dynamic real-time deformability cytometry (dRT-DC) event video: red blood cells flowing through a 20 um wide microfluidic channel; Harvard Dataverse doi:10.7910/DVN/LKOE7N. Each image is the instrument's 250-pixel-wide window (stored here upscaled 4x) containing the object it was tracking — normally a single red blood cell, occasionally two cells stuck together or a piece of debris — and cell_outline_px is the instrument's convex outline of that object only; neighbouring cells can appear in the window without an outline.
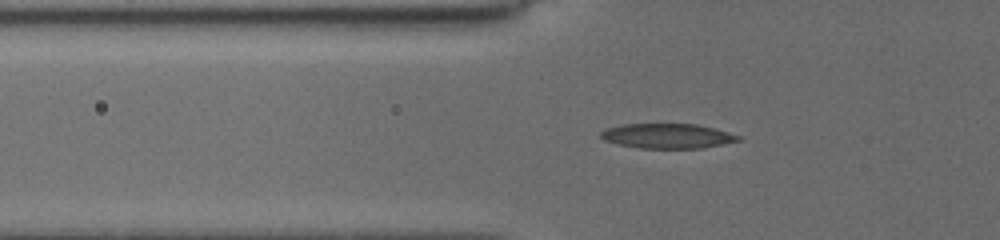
{"species": "common noctule bat (a hibernating species)", "species_latin": "Nyctalus noctula", "temperature_condition": "cold", "stored_images_in_passage": 70, "camera_frame_rate_fps": 3000, "um_per_image_px": 0.085, "animal": {"sex": "female", "body_mass_g": 19.5, "forearm_length_mm": 54.1}, "frame": {"image": 1, "passage_image": 33, "time_ms": 6.667, "image_size_px": [1000, 240], "cell_outline_px": [[740, 140], [700, 148], [640, 148], [620, 144], [604, 140], [600, 136], [600, 132], [608, 128], [624, 124], [696, 124], [712, 128], [740, 136]], "centroid_in_image_um": [56.69, 11.55], "position_along_channel_um": 69.1, "area_um2": 19.42}}
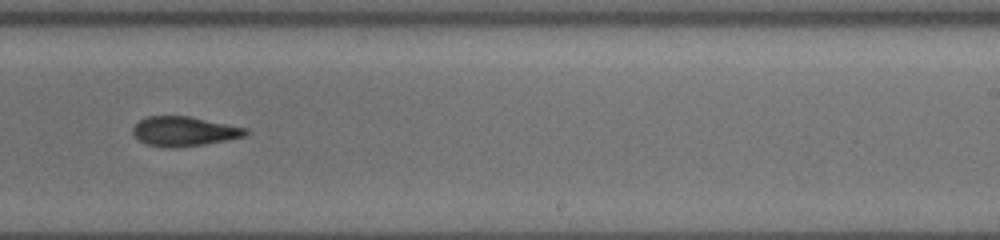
{"frame": {"image": 2, "passage_image": 55, "time_ms": 12.0, "image_size_px": [1000, 240], "cell_outline_px": [[248, 132], [244, 136], [204, 144], [172, 148], [148, 144], [140, 140], [132, 132], [132, 128], [140, 120], [148, 116], [188, 116], [248, 128]], "centroid_in_image_um": [15.65, 11.15], "position_along_channel_um": 273.4, "area_um2": 19.07}}
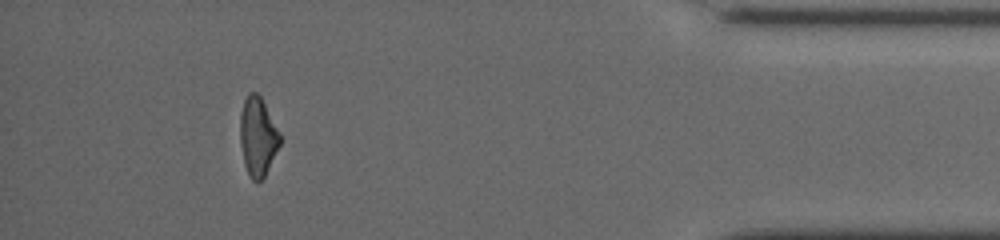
{"frame": {"image": 3, "passage_image": 68, "time_ms": 16.667, "image_size_px": [1000, 240], "cell_outline_px": [[280, 144], [264, 176], [256, 184], [252, 180], [244, 164], [240, 144], [240, 112], [244, 100], [248, 92], [256, 92], [260, 96], [280, 136]], "centroid_in_image_um": [21.87, 11.62], "position_along_channel_um": 413.3, "area_um2": 17.92}}